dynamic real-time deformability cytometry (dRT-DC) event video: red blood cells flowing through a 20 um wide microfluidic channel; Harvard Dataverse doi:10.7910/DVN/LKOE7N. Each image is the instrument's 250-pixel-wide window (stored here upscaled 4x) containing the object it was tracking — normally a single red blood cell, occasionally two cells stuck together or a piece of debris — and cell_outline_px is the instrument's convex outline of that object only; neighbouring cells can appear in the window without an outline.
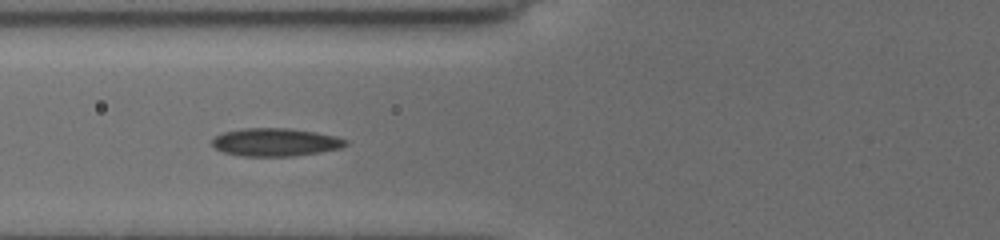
{"species": "common noctule bat (a hibernating species)", "species_latin": "Nyctalus noctula", "temperature_condition": "cold", "stored_images_in_passage": 11, "camera_frame_rate_fps": 3000, "um_per_image_px": 0.085, "animal": {"sex": "female", "body_mass_g": 19.5, "forearm_length_mm": 54.1}, "frame": {"image": 1, "passage_image": 10, "time_ms": 5.667, "image_size_px": [1000, 240], "cell_outline_px": [[348, 144], [340, 148], [320, 152], [292, 156], [240, 156], [224, 152], [216, 148], [212, 144], [212, 140], [216, 136], [224, 132], [244, 128], [288, 128], [316, 132], [336, 136], [348, 140]], "centroid_in_image_um": [23.43, 12.08], "position_along_channel_um": 102.4, "area_um2": 21.73}}